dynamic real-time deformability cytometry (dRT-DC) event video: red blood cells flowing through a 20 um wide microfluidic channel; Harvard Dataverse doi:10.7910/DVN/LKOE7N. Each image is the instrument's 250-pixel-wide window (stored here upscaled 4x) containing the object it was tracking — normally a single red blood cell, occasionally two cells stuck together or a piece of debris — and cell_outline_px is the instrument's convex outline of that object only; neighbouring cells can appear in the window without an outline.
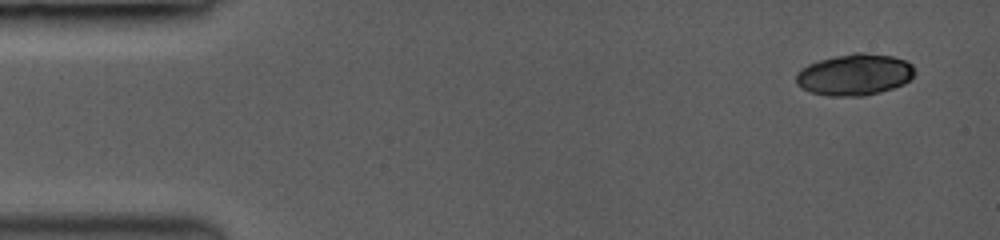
{"species": "common noctule bat (a hibernating species)", "species_latin": "Nyctalus noctula", "temperature_condition": "room temperature", "stored_images_in_passage": 12, "camera_frame_rate_fps": 3500, "um_per_image_px": 0.085, "animal": {"sex": "female", "body_mass_g": 19.0, "forearm_length_mm": 53.3}, "frame": {"image": 1, "passage_image": 1, "time_ms": 0.0, "image_size_px": [1000, 240], "cell_outline_px": [[916, 72], [904, 84], [880, 92], [864, 96], [828, 96], [808, 92], [800, 88], [796, 84], [796, 76], [804, 68], [820, 60], [840, 56], [892, 56], [904, 60], [912, 64], [916, 68]], "centroid_in_image_um": [72.65, 6.42], "position_along_channel_um": 12.3, "area_um2": 27.63}}
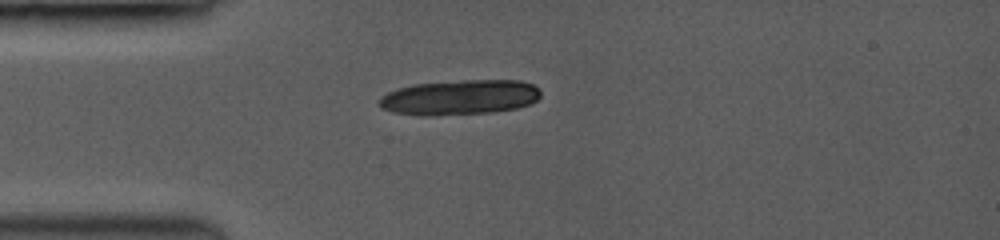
{"frame": {"image": 2, "passage_image": 10, "time_ms": 2.571, "image_size_px": [1000, 240], "cell_outline_px": [[540, 96], [536, 100], [528, 104], [516, 108], [492, 112], [432, 116], [420, 116], [392, 112], [384, 108], [380, 104], [380, 96], [388, 92], [400, 88], [416, 84], [464, 80], [520, 80], [532, 84], [540, 92]], "centroid_in_image_um": [39.07, 8.28], "position_along_channel_um": 45.9, "area_um2": 32.77}}